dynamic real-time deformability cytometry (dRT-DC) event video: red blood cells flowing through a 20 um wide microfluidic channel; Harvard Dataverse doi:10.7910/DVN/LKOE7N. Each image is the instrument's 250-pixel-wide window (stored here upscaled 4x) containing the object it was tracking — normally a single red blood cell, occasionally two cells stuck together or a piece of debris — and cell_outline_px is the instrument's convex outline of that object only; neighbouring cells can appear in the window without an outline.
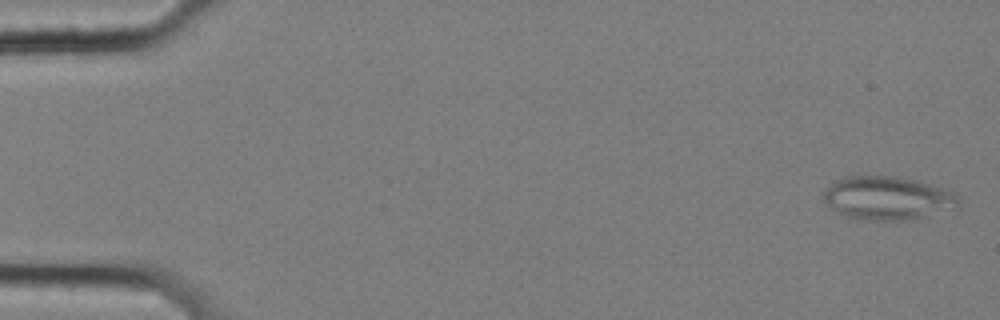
{"species": "common noctule bat (a hibernating species)", "species_latin": "Nyctalus noctula", "temperature_condition": "cold", "stored_images_in_passage": 58, "camera_frame_rate_fps": 3000, "um_per_image_px": 0.085, "animal": {"sex": "female", "body_mass_g": 25.1}, "frame": {"image": 1, "passage_image": 2, "time_ms": 0.333, "image_size_px": [1000, 320], "cell_outline_px": [[960, 208], [924, 216], [904, 220], [868, 220], [848, 216], [832, 208], [824, 200], [824, 192], [832, 184], [844, 176], [896, 176], [916, 180], [956, 192], [960, 200]], "centroid_in_image_um": [75.53, 16.83], "position_along_channel_um": 9.5, "area_um2": 33.93}}
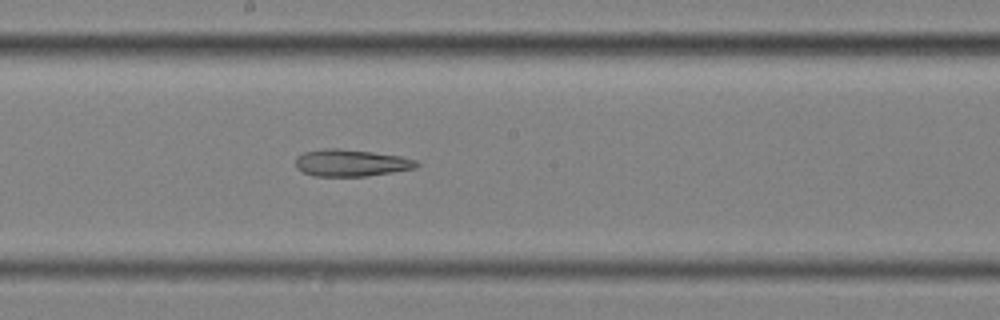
{"frame": {"image": 2, "passage_image": 32, "time_ms": 10.333, "image_size_px": [1000, 320], "cell_outline_px": [[420, 164], [416, 168], [368, 176], [312, 176], [296, 168], [296, 156], [304, 152], [324, 148], [340, 148], [372, 152], [400, 156], [416, 160]], "centroid_in_image_um": [29.83, 13.84], "position_along_channel_um": 218.4, "area_um2": 19.07}}
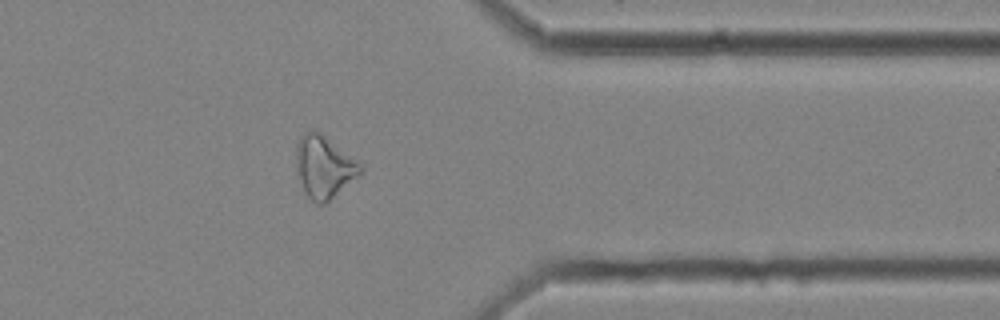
{"frame": {"image": 3, "passage_image": 47, "time_ms": 15.333, "image_size_px": [1000, 320], "cell_outline_px": [[364, 168], [356, 176], [324, 204], [316, 204], [308, 196], [296, 172], [296, 144], [300, 136], [304, 132], [312, 128], [320, 132], [360, 164]], "centroid_in_image_um": [27.47, 14.14], "position_along_channel_um": 383.9, "area_um2": 22.66}, "authors_computed_cell_mechanics": {"area_um2": 24.5072, "velocity_mm_per_s": 3.5044, "shape_relaxation_time_tau1_ms": null, "shape_relaxation_time_tau2_ms": 6.5744, "deformation_change_tau1": null, "deformation_change_tau2": 0.2013}}